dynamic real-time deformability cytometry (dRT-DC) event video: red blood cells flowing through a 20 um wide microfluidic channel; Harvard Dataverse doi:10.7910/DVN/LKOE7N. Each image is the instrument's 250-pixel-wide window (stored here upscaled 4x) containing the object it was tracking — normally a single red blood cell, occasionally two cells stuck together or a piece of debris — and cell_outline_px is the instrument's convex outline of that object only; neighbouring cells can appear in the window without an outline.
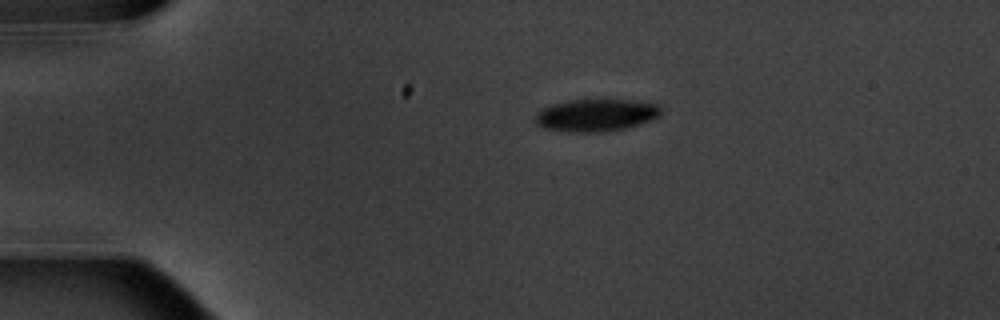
{"species": "common noctule bat (a hibernating species)", "species_latin": "Nyctalus noctula", "temperature_condition": "warm", "stored_images_in_passage": 4, "camera_frame_rate_fps": 3000, "um_per_image_px": 0.085, "animal": {"sex": "male", "body_mass_g": 20.1, "forearm_length_mm": 53.5}, "frame": {"image": 1, "passage_image": 1, "time_ms": 0.0, "image_size_px": [1000, 320], "cell_outline_px": [[660, 116], [652, 120], [640, 124], [624, 128], [604, 132], [572, 132], [544, 128], [536, 124], [536, 112], [540, 108], [552, 104], [572, 100], [628, 100], [656, 104], [660, 108]], "centroid_in_image_um": [50.63, 9.8], "position_along_channel_um": 34.4, "area_um2": 23.58}}
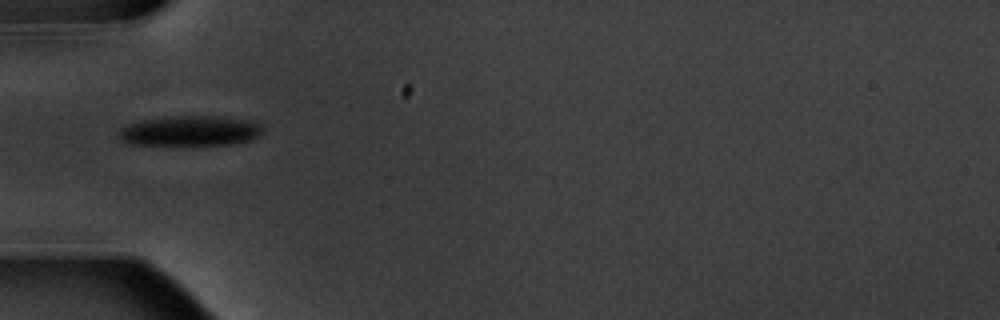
{"frame": {"image": 2, "passage_image": 3, "time_ms": 2.333, "image_size_px": [1000, 320], "cell_outline_px": [[264, 128], [252, 140], [236, 144], [192, 148], [184, 148], [128, 144], [120, 140], [120, 128], [128, 124], [144, 120], [180, 116], [224, 116], [244, 120], [260, 124]], "centroid_in_image_um": [16.15, 11.2], "position_along_channel_um": 68.9, "area_um2": 26.53}}